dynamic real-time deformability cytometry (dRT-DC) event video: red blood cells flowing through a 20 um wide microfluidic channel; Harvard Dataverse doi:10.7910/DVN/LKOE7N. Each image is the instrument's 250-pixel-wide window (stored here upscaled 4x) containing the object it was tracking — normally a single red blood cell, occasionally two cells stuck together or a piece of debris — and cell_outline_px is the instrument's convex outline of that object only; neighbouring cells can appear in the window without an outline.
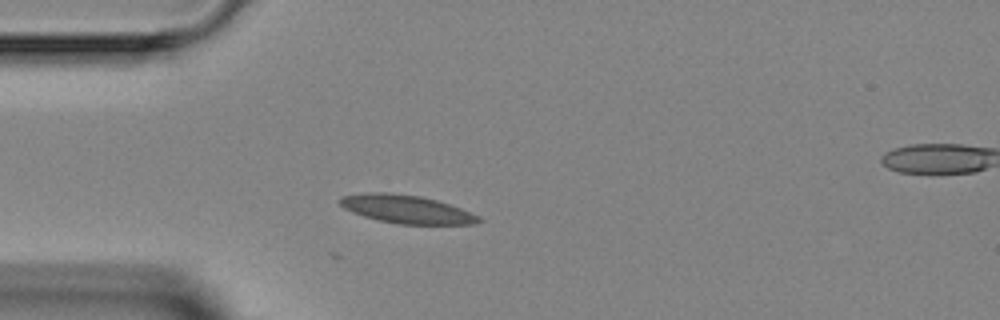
{"species": "Egyptian fruit bat (a non-hibernating species)", "species_latin": "Rousettus aegyptiacus", "temperature_condition": "room temperature", "stored_images_in_passage": 4, "segment_of_instrument_passage": [1, 2], "camera_frame_rate_fps": 3000, "um_per_image_px": 0.085, "animal": {"sex": "female"}, "frame": {"image": 1, "passage_image": 3, "time_ms": 2.0, "image_size_px": [1000, 320], "cell_outline_px": [[484, 220], [476, 224], [400, 224], [380, 220], [364, 216], [352, 212], [344, 208], [336, 200], [340, 196], [368, 192], [388, 192], [420, 196], [436, 200], [460, 208], [480, 216]], "centroid_in_image_um": [34.54, 17.77], "position_along_channel_um": 50.5, "area_um2": 22.83}}